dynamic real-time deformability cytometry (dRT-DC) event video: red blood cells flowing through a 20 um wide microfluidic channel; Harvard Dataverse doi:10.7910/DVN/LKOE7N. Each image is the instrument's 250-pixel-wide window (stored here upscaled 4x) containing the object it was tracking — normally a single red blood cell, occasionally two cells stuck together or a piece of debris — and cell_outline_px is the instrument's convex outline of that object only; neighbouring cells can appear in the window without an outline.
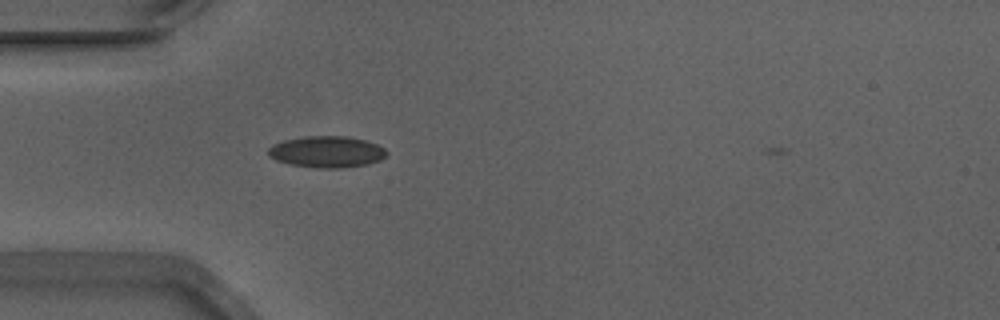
{"species": "Egyptian fruit bat (a non-hibernating species)", "species_latin": "Rousettus aegyptiacus", "temperature_condition": "warm", "stored_images_in_passage": 40, "camera_frame_rate_fps": 3000, "um_per_image_px": 0.085, "animal": {"sex": "male"}, "frame": {"image": 1, "passage_image": 3, "time_ms": 0.667, "image_size_px": [1000, 320], "cell_outline_px": [[388, 152], [380, 160], [368, 164], [340, 168], [316, 168], [292, 164], [276, 160], [268, 156], [268, 148], [272, 144], [284, 140], [304, 136], [344, 136], [364, 140], [376, 144], [384, 148]], "centroid_in_image_um": [27.75, 12.9], "position_along_channel_um": 57.2, "area_um2": 21.62}}
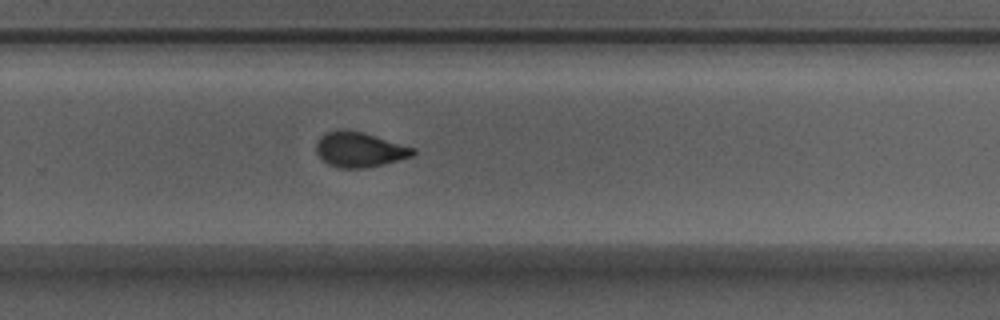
{"frame": {"image": 2, "passage_image": 22, "time_ms": 7.0, "image_size_px": [1000, 320], "cell_outline_px": [[416, 152], [412, 156], [384, 164], [368, 168], [340, 168], [328, 164], [316, 152], [316, 144], [320, 136], [324, 132], [336, 128], [340, 128], [364, 132], [416, 148]], "centroid_in_image_um": [30.55, 12.69], "position_along_channel_um": 299.3, "area_um2": 20.06}}
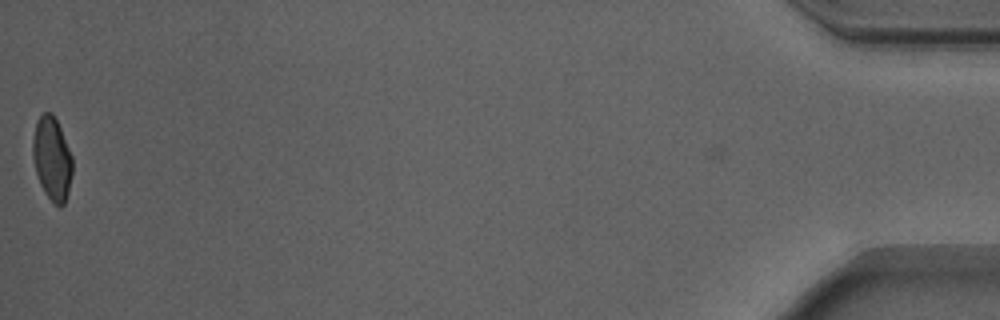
{"frame": {"image": 3, "passage_image": 40, "time_ms": 13.0, "image_size_px": [1000, 320], "cell_outline_px": [[72, 172], [68, 192], [64, 204], [60, 208], [44, 192], [40, 184], [36, 172], [32, 156], [32, 140], [36, 120], [44, 112], [52, 112], [60, 128], [72, 156]], "centroid_in_image_um": [4.4, 13.47], "position_along_channel_um": 430.8, "area_um2": 19.19}, "authors_computed_cell_mechanics": {"area_um2": 20.1144, "velocity_mm_per_s": 3.8881, "shape_relaxation_time_tau1_ms": 3.8527, "shape_relaxation_time_tau2_ms": 0.9055, "deformation_change_tau1": 0.1388, "deformation_change_tau2": 0.0636}}